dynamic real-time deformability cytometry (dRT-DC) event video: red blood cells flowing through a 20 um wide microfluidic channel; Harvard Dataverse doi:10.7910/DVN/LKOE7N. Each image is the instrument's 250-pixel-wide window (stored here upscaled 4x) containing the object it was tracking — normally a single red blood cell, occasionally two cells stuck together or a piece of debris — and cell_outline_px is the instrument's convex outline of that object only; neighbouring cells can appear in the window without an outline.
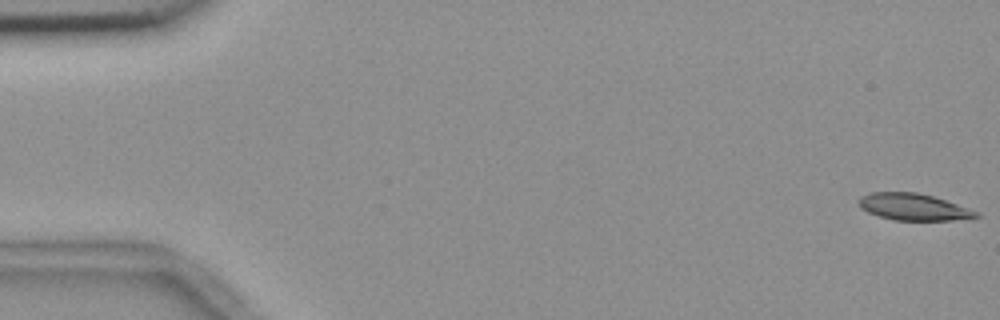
{"species": "common noctule bat (a hibernating species)", "species_latin": "Nyctalus noctula", "temperature_condition": "room temperature", "stored_images_in_passage": 56, "camera_frame_rate_fps": 3000, "um_per_image_px": 0.085, "animal": {"sex": "female", "body_mass_g": 18.4}, "frame": {"image": 1, "passage_image": 1, "time_ms": 0.0, "image_size_px": [1000, 320], "cell_outline_px": [[980, 216], [952, 220], [892, 220], [868, 212], [860, 208], [860, 196], [872, 192], [916, 192], [932, 196], [980, 212]], "centroid_in_image_um": [77.63, 17.59], "position_along_channel_um": 7.4, "area_um2": 18.03}}
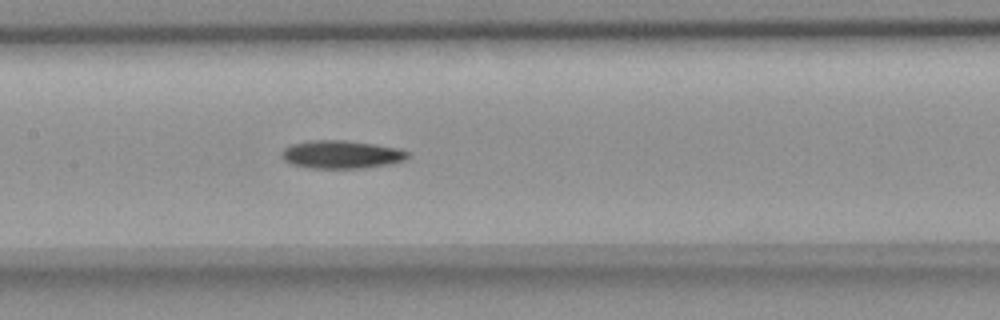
{"frame": {"image": 2, "passage_image": 27, "time_ms": 8.667, "image_size_px": [1000, 320], "cell_outline_px": [[408, 156], [404, 160], [388, 164], [364, 168], [312, 168], [292, 164], [284, 160], [280, 156], [280, 152], [284, 148], [292, 144], [308, 140], [344, 140], [400, 148], [408, 152]], "centroid_in_image_um": [28.98, 13.12], "position_along_channel_um": 178.4, "area_um2": 20.58}}
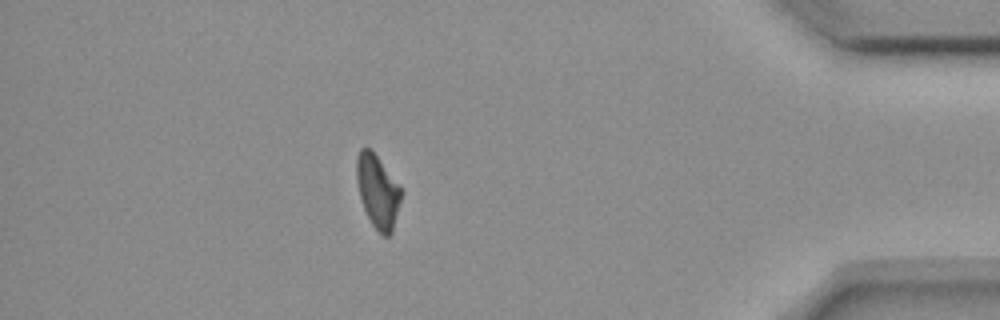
{"frame": {"image": 3, "passage_image": 49, "time_ms": 16.0, "image_size_px": [1000, 320], "cell_outline_px": [[404, 192], [392, 232], [388, 236], [384, 236], [372, 224], [360, 200], [356, 180], [356, 156], [360, 148], [364, 144], [372, 148], [400, 184]], "centroid_in_image_um": [32.11, 16.17], "position_along_channel_um": 403.1, "area_um2": 19.71}}